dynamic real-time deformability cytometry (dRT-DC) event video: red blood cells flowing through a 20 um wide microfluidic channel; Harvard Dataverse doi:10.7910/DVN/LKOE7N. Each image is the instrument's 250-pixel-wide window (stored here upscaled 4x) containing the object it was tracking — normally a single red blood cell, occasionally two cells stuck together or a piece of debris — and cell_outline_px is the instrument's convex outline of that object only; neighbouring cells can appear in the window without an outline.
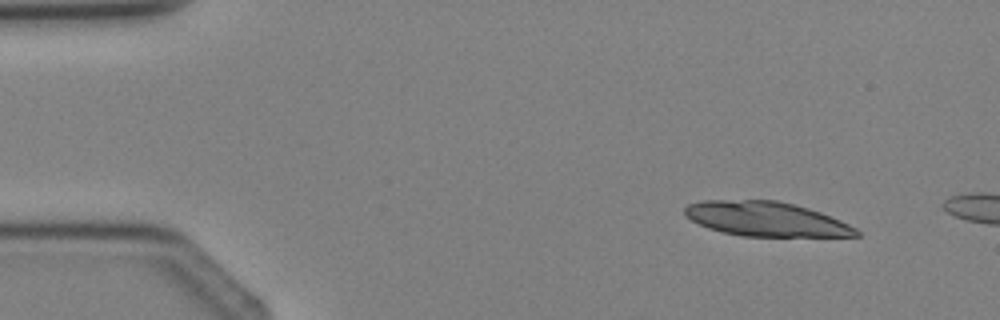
{"species": "Egyptian fruit bat (a non-hibernating species)", "species_latin": "Rousettus aegyptiacus", "temperature_condition": "cold", "stored_images_in_passage": 3, "camera_frame_rate_fps": 3000, "um_per_image_px": 0.085, "animal": {"sex": "female"}, "frame": {"image": 1, "passage_image": 1, "time_ms": 0.0, "image_size_px": [1000, 320], "cell_outline_px": [[860, 236], [740, 236], [708, 228], [684, 216], [684, 208], [688, 204], [704, 200], [776, 200], [808, 208], [820, 212], [840, 220], [856, 228], [860, 232]], "centroid_in_image_um": [65.09, 18.61], "position_along_channel_um": 19.9, "area_um2": 34.28}}